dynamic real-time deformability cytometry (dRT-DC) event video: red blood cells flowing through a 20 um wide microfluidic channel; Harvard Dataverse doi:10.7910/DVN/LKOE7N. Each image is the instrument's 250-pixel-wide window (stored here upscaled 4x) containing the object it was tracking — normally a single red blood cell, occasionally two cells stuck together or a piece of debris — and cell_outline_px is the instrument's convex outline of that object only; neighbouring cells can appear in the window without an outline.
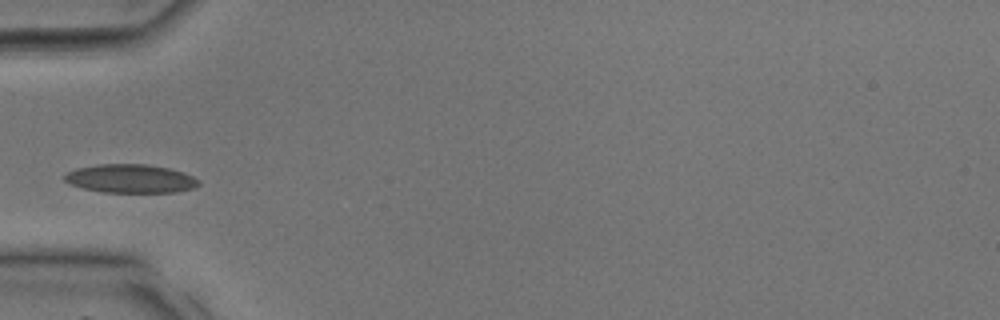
{"species": "common noctule bat (a hibernating species)", "species_latin": "Nyctalus noctula", "temperature_condition": "room temperature", "stored_images_in_passage": 19, "camera_frame_rate_fps": 3000, "um_per_image_px": 0.085, "animal": {"sex": "male", "body_mass_g": 17.9, "forearm_length_mm": 54.2}, "frame": {"image": 1, "passage_image": 1, "time_ms": 0.0, "image_size_px": [1000, 320], "cell_outline_px": [[200, 184], [192, 188], [176, 192], [104, 192], [84, 188], [72, 184], [64, 180], [64, 176], [68, 172], [76, 168], [100, 164], [148, 164], [168, 168], [184, 172], [200, 180]], "centroid_in_image_um": [11.12, 15.17], "position_along_channel_um": 73.9, "area_um2": 22.2}}
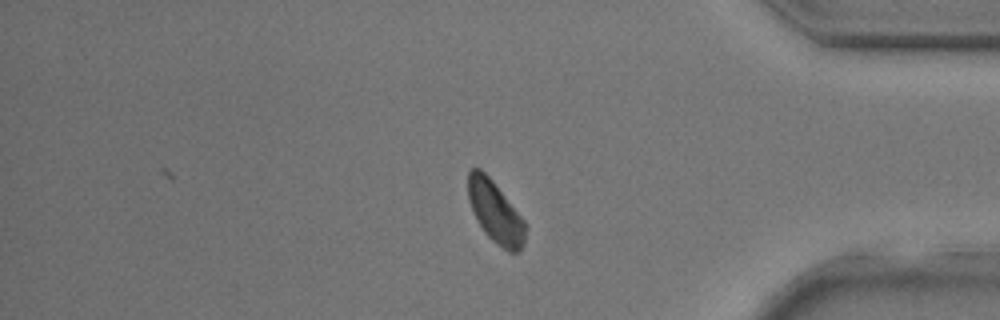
{"frame": {"image": 2, "passage_image": 19, "time_ms": 6.0, "image_size_px": [1000, 320], "cell_outline_px": [[524, 244], [516, 252], [508, 252], [496, 244], [484, 232], [476, 220], [468, 200], [468, 172], [472, 168], [480, 168], [492, 180], [524, 220]], "centroid_in_image_um": [42.06, 18.02], "position_along_channel_um": 393.1, "area_um2": 20.29}}